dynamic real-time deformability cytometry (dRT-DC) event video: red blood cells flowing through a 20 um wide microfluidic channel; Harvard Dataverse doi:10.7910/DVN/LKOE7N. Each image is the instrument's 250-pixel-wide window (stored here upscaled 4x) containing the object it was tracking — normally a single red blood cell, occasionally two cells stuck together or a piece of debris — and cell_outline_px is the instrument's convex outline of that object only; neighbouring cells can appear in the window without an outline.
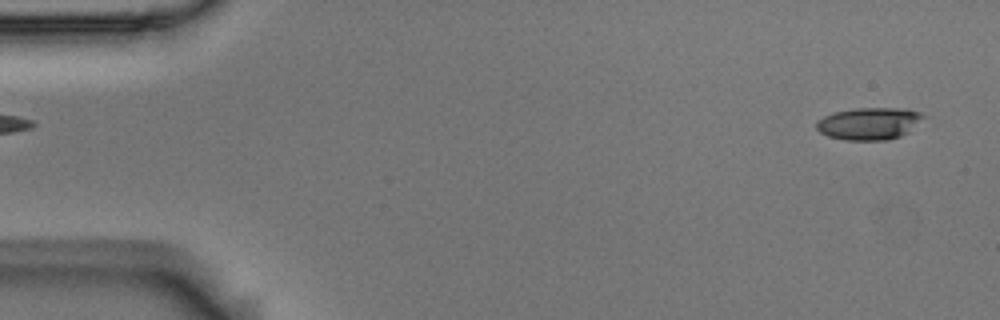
{"species": "Egyptian fruit bat (a non-hibernating species)", "species_latin": "Rousettus aegyptiacus", "temperature_condition": "room temperature", "stored_images_in_passage": 52, "camera_frame_rate_fps": 3000, "um_per_image_px": 0.085, "animal": {"sex": "male"}, "frame": {"image": 1, "passage_image": 1, "time_ms": 0.0, "image_size_px": [1000, 320], "cell_outline_px": [[928, 116], [908, 132], [900, 136], [888, 140], [844, 140], [828, 136], [820, 132], [816, 128], [816, 120], [832, 112], [856, 108], [908, 108], [920, 112]], "centroid_in_image_um": [73.9, 10.49], "position_along_channel_um": 11.1, "area_um2": 20.4}}
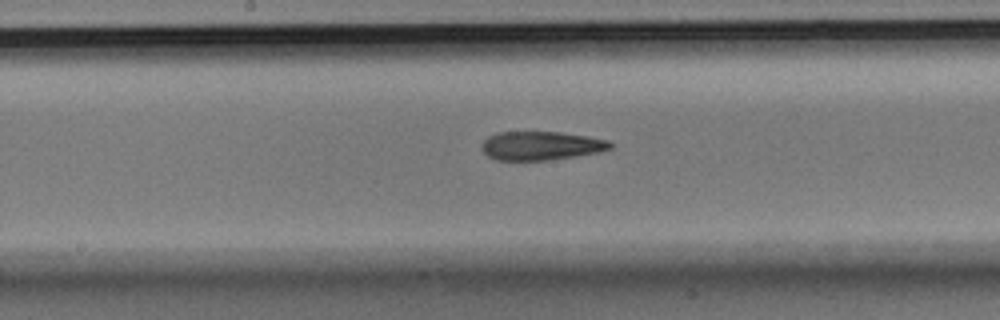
{"frame": {"image": 2, "passage_image": 26, "time_ms": 8.333, "image_size_px": [1000, 320], "cell_outline_px": [[612, 148], [600, 152], [548, 160], [496, 160], [488, 156], [480, 148], [480, 144], [488, 136], [496, 132], [560, 132], [588, 136], [608, 140], [612, 144]], "centroid_in_image_um": [45.96, 12.38], "position_along_channel_um": 202.2, "area_um2": 21.62}}
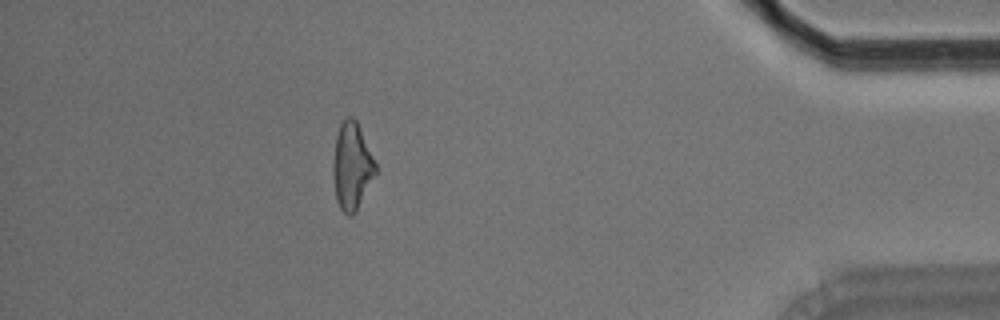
{"frame": {"image": 3, "passage_image": 46, "time_ms": 15.0, "image_size_px": [1000, 320], "cell_outline_px": [[376, 172], [356, 212], [352, 216], [348, 216], [340, 208], [336, 200], [332, 168], [332, 164], [336, 136], [340, 124], [348, 116], [352, 116], [356, 120], [376, 164]], "centroid_in_image_um": [29.89, 14.14], "position_along_channel_um": 405.3, "area_um2": 21.33}, "authors_computed_cell_mechanics": {"area_um2": 21.9929, "velocity_mm_per_s": 3.7506, "shape_relaxation_time_tau1_ms": 6.2999, "shape_relaxation_time_tau2_ms": 5.0461, "deformation_change_tau1": 0.197, "deformation_change_tau2": 0.1711}}